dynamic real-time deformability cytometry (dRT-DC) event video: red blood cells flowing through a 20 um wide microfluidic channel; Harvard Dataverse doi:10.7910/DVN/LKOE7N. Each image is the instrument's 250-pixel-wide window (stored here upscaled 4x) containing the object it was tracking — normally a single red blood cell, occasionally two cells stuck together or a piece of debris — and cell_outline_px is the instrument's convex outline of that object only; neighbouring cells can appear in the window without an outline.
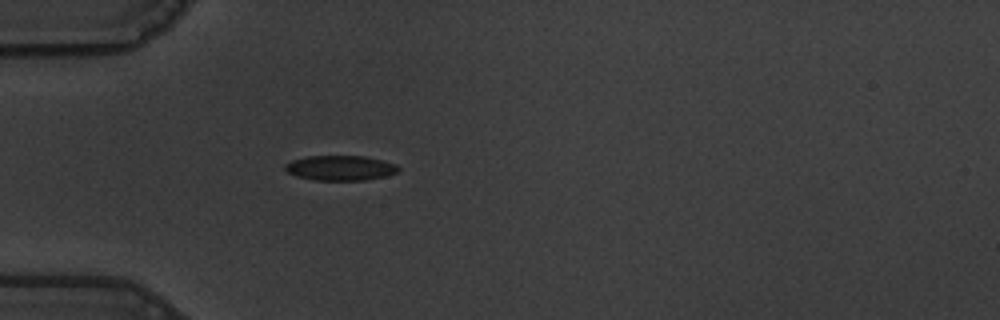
{"species": "common noctule bat (a hibernating species)", "species_latin": "Nyctalus noctula", "temperature_condition": "warm", "stored_images_in_passage": 41, "camera_frame_rate_fps": 3000, "um_per_image_px": 0.085, "animal": {"sex": "male", "body_mass_g": 19.5, "forearm_length_mm": 54.6}, "frame": {"image": 1, "passage_image": 1, "time_ms": 0.0, "image_size_px": [1000, 320], "cell_outline_px": [[400, 168], [396, 172], [384, 176], [364, 180], [316, 180], [296, 176], [288, 172], [284, 168], [284, 164], [292, 160], [308, 156], [364, 156], [396, 164]], "centroid_in_image_um": [28.89, 14.27], "position_along_channel_um": 56.1, "area_um2": 16.3}}
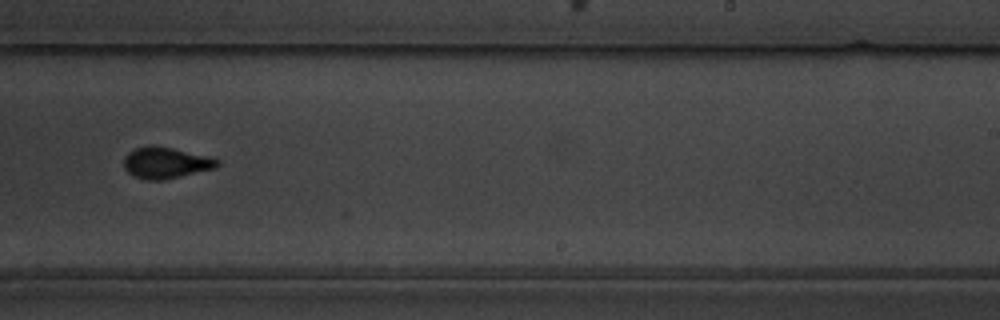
{"frame": {"image": 2, "passage_image": 20, "time_ms": 6.333, "image_size_px": [1000, 320], "cell_outline_px": [[220, 164], [216, 168], [164, 180], [144, 180], [128, 172], [124, 168], [124, 156], [128, 152], [136, 148], [148, 144], [152, 144], [212, 156], [220, 160]], "centroid_in_image_um": [14.12, 13.82], "position_along_channel_um": 274.9, "area_um2": 17.34}}
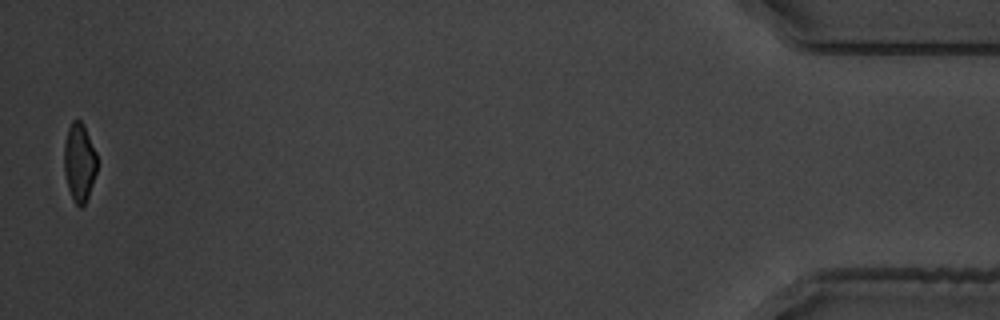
{"frame": {"image": 3, "passage_image": 40, "time_ms": 13.0, "image_size_px": [1000, 320], "cell_outline_px": [[96, 172], [88, 196], [84, 204], [80, 208], [76, 204], [68, 188], [64, 172], [64, 144], [68, 128], [72, 120], [80, 120], [84, 124], [96, 152]], "centroid_in_image_um": [6.73, 13.76], "position_along_channel_um": 428.5, "area_um2": 14.91}, "authors_computed_cell_mechanics": {"area_um2": 17.2244, "velocity_mm_per_s": 3.5829, "shape_relaxation_time_tau1_ms": 4.8908, "shape_relaxation_time_tau2_ms": null, "deformation_change_tau1": 0.1344, "deformation_change_tau2": null}}